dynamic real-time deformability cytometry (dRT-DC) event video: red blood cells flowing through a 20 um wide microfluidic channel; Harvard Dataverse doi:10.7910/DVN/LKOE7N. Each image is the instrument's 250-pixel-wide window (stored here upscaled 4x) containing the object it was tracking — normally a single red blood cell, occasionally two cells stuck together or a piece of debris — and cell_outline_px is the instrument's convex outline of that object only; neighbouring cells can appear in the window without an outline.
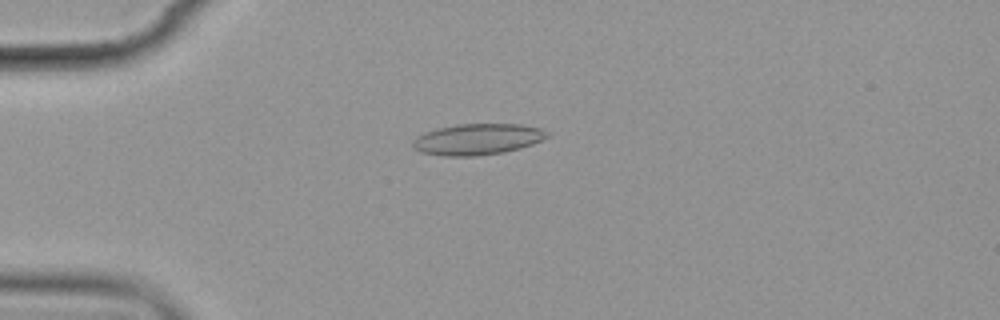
{"species": "common noctule bat (a hibernating species)", "species_latin": "Nyctalus noctula", "temperature_condition": "cold", "stored_images_in_passage": 7, "camera_frame_rate_fps": 3000, "um_per_image_px": 0.085, "animal": {"sex": "female", "body_mass_g": 19.9}, "frame": {"image": 1, "passage_image": 4, "time_ms": 3.667, "image_size_px": [1000, 320], "cell_outline_px": [[552, 136], [532, 144], [520, 148], [504, 152], [472, 156], [444, 156], [420, 152], [412, 148], [412, 140], [416, 136], [424, 132], [436, 128], [456, 124], [520, 124], [540, 128], [548, 132]], "centroid_in_image_um": [40.56, 11.83], "position_along_channel_um": 44.4, "area_um2": 24.62}}
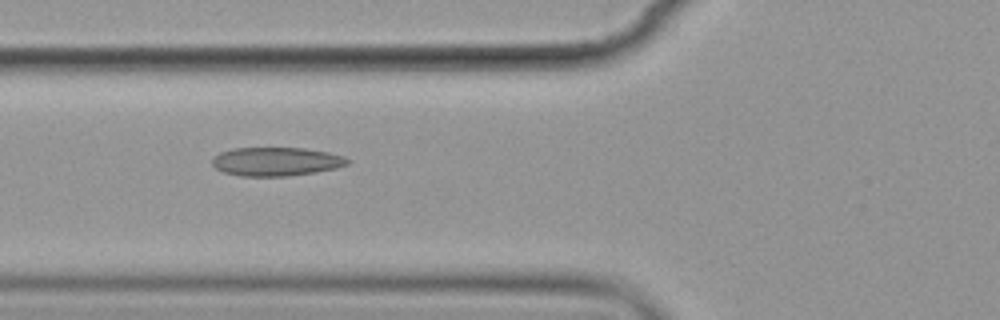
{"frame": {"image": 2, "passage_image": 6, "time_ms": 6.0, "image_size_px": [1000, 320], "cell_outline_px": [[352, 160], [348, 164], [336, 168], [316, 172], [288, 176], [240, 176], [224, 172], [216, 168], [212, 164], [212, 160], [220, 152], [232, 148], [304, 148], [328, 152], [344, 156]], "centroid_in_image_um": [23.5, 13.73], "position_along_channel_um": 102.3, "area_um2": 22.66}}
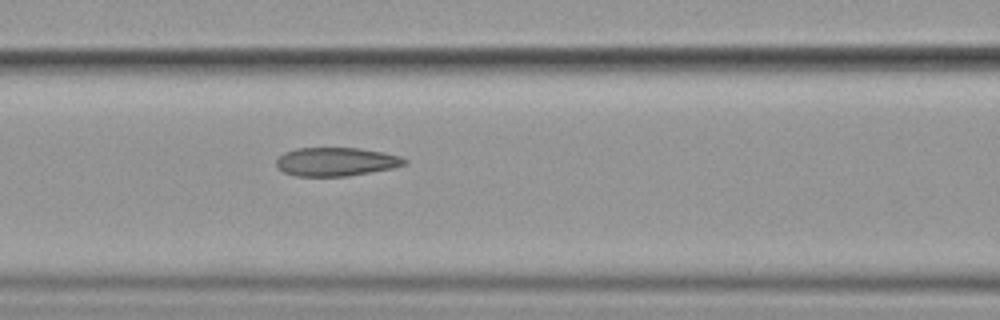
{"frame": {"image": 3, "passage_image": 7, "time_ms": 7.0, "image_size_px": [1000, 320], "cell_outline_px": [[408, 164], [392, 168], [348, 176], [296, 176], [284, 172], [276, 168], [276, 160], [284, 152], [296, 148], [360, 148], [384, 152], [400, 156], [408, 160]], "centroid_in_image_um": [28.57, 13.74], "position_along_channel_um": 138.0, "area_um2": 21.5}}